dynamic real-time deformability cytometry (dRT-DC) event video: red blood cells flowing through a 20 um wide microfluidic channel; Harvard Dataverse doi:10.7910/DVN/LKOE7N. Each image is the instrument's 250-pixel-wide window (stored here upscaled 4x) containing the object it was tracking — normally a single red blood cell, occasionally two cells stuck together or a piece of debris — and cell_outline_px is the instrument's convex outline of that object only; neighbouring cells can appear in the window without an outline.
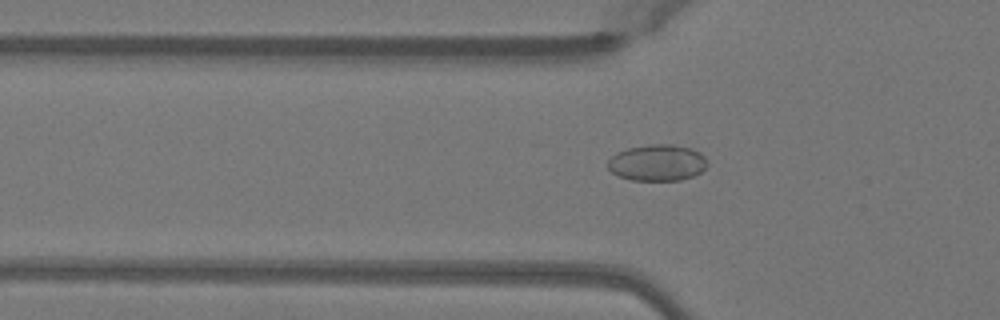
{"species": "Egyptian fruit bat (a non-hibernating species)", "species_latin": "Rousettus aegyptiacus", "temperature_condition": "warm", "stored_images_in_passage": 34, "camera_frame_rate_fps": 3000, "um_per_image_px": 0.085, "animal": {"sex": "female"}, "frame": {"image": 1, "passage_image": 7, "time_ms": 2.0, "image_size_px": [1000, 320], "cell_outline_px": [[708, 164], [700, 172], [692, 176], [680, 180], [632, 180], [616, 176], [608, 168], [608, 160], [616, 152], [628, 148], [648, 144], [672, 144], [692, 148], [700, 152], [708, 160]], "centroid_in_image_um": [55.87, 13.82], "position_along_channel_um": 69.9, "area_um2": 21.27}}
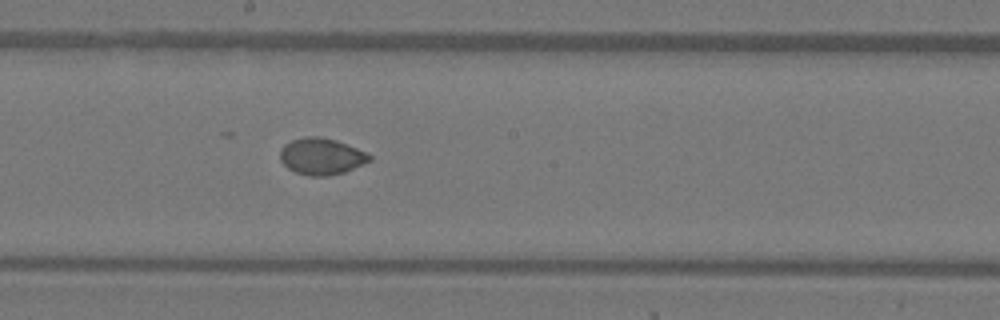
{"frame": {"image": 2, "passage_image": 18, "time_ms": 5.667, "image_size_px": [1000, 320], "cell_outline_px": [[372, 160], [344, 172], [328, 176], [308, 176], [296, 172], [288, 168], [280, 160], [280, 148], [284, 144], [292, 140], [304, 136], [320, 136], [336, 140], [356, 148], [372, 156]], "centroid_in_image_um": [27.29, 13.29], "position_along_channel_um": 220.9, "area_um2": 19.07}}
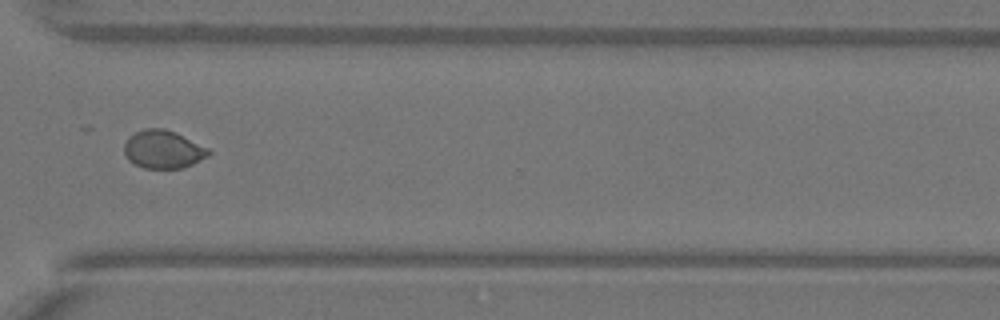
{"frame": {"image": 3, "passage_image": 28, "time_ms": 9.0, "image_size_px": [1000, 320], "cell_outline_px": [[212, 152], [208, 156], [184, 168], [144, 168], [128, 160], [124, 152], [124, 144], [128, 136], [144, 128], [164, 128], [176, 132], [208, 148]], "centroid_in_image_um": [13.86, 12.69], "position_along_channel_um": 356.7, "area_um2": 18.79}}